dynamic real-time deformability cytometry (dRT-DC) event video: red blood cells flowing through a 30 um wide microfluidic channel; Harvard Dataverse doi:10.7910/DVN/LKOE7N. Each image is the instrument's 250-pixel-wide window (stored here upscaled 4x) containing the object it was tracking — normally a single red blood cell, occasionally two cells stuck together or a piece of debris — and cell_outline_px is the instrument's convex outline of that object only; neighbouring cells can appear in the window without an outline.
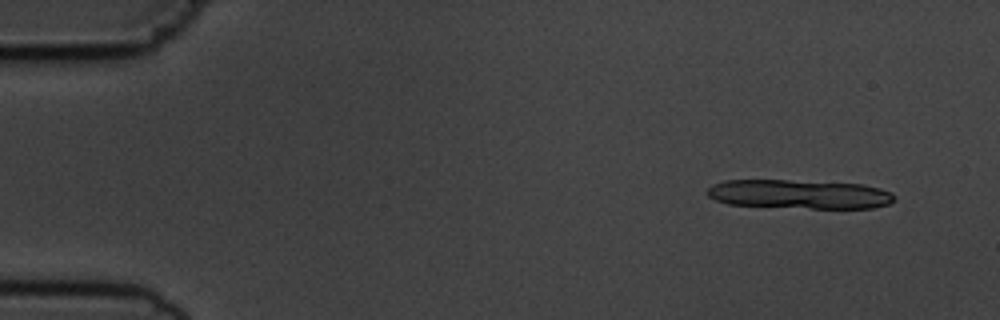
{"species": "common noctule bat (a hibernating species)", "species_latin": "Nyctalus noctula", "temperature_condition": "cold", "stored_images_in_passage": 7, "segment_of_instrument_passage": [1, 2], "camera_frame_rate_fps": 3000, "um_per_image_px": 0.085, "animal": {"sex": "male", "body_mass_g": 19.5, "forearm_length_mm": 54.6}, "frame": {"image": 1, "passage_image": 2, "time_ms": 1.0, "image_size_px": [1000, 320], "cell_outline_px": [[896, 200], [888, 204], [872, 208], [812, 208], [728, 204], [716, 200], [708, 196], [704, 192], [712, 184], [724, 180], [788, 180], [864, 184], [880, 188], [892, 192], [896, 196]], "centroid_in_image_um": [67.96, 16.5], "position_along_channel_um": 17.0, "area_um2": 31.85}}